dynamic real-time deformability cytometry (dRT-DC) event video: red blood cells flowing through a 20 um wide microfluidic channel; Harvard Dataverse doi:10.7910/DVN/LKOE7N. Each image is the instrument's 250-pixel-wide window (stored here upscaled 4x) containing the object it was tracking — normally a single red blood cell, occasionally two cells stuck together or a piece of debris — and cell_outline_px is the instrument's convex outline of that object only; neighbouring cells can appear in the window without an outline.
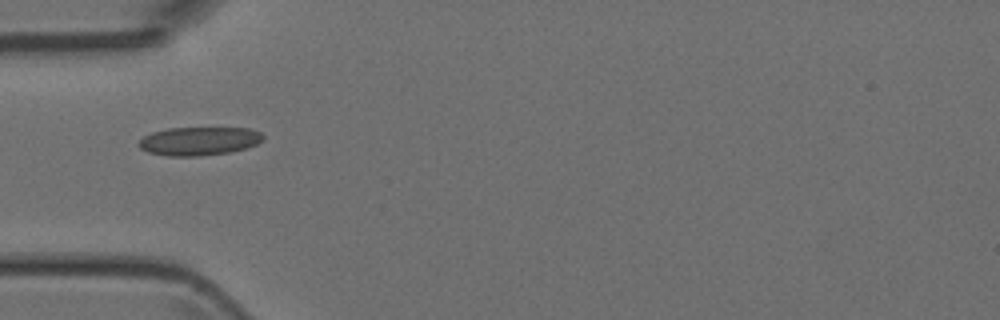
{"species": "Egyptian fruit bat (a non-hibernating species)", "species_latin": "Rousettus aegyptiacus", "temperature_condition": "room temperature", "stored_images_in_passage": 2, "camera_frame_rate_fps": 3000, "um_per_image_px": 0.085, "animal": {"sex": "female"}, "frame": {"image": 1, "passage_image": 1, "time_ms": 0.0, "image_size_px": [1000, 320], "cell_outline_px": [[264, 140], [248, 148], [228, 152], [200, 156], [168, 156], [148, 152], [140, 148], [136, 144], [144, 136], [152, 132], [168, 128], [248, 128], [260, 132], [264, 136]], "centroid_in_image_um": [16.92, 11.99], "position_along_channel_um": 68.1, "area_um2": 20.69}}
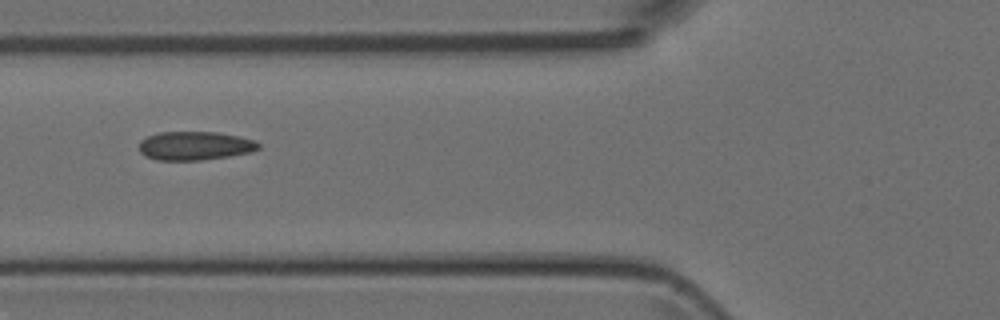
{"frame": {"image": 2, "passage_image": 2, "time_ms": 1.0, "image_size_px": [1000, 320], "cell_outline_px": [[260, 148], [248, 152], [228, 156], [200, 160], [156, 160], [144, 156], [140, 152], [140, 140], [156, 132], [216, 132], [256, 140], [260, 144]], "centroid_in_image_um": [16.53, 12.39], "position_along_channel_um": 109.3, "area_um2": 19.88}}